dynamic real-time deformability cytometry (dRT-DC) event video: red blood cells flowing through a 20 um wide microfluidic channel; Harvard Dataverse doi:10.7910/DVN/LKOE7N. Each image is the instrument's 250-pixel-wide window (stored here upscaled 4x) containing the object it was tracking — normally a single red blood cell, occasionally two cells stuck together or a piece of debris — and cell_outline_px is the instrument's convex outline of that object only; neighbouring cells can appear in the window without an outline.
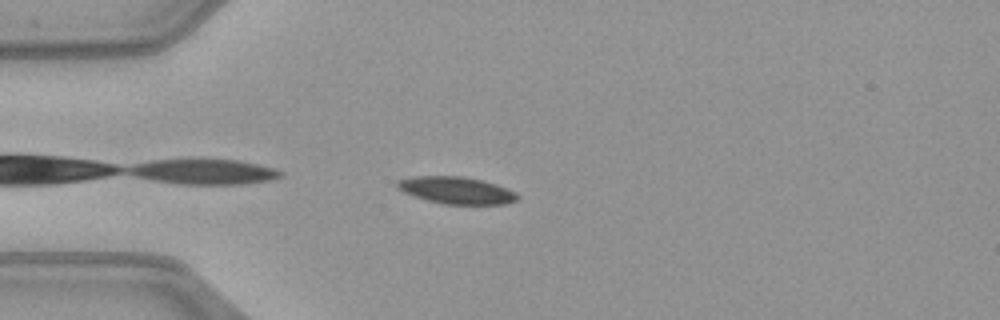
{"species": "common noctule bat (a hibernating species)", "species_latin": "Nyctalus noctula", "temperature_condition": "warm", "stored_images_in_passage": 35, "camera_frame_rate_fps": 3000, "um_per_image_px": 0.085, "animal": {"sex": "female", "body_mass_g": 21.9}, "frame": {"image": 1, "passage_image": 2, "time_ms": 0.333, "image_size_px": [1000, 320], "cell_outline_px": [[520, 196], [516, 200], [508, 204], [444, 204], [428, 200], [404, 192], [396, 188], [396, 180], [412, 176], [464, 176], [496, 184], [516, 192]], "centroid_in_image_um": [38.79, 16.17], "position_along_channel_um": 46.2, "area_um2": 18.96}}
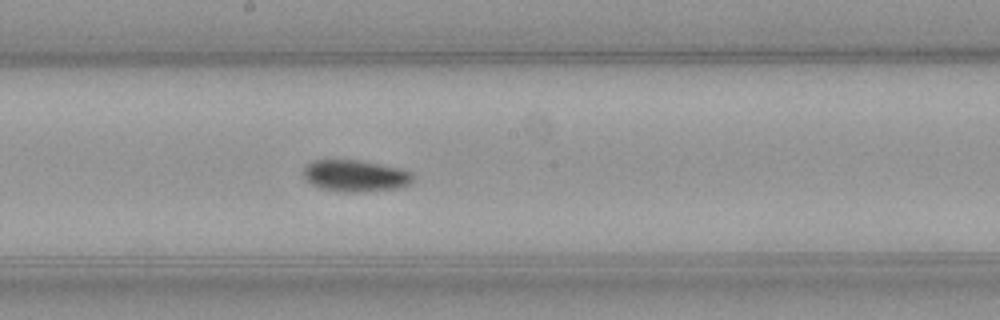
{"frame": {"image": 2, "passage_image": 16, "time_ms": 5.0, "image_size_px": [1000, 320], "cell_outline_px": [[412, 180], [408, 184], [400, 188], [360, 192], [340, 192], [316, 188], [300, 172], [308, 164], [316, 160], [356, 160], [400, 168], [412, 172]], "centroid_in_image_um": [30.17, 14.96], "position_along_channel_um": 218.0, "area_um2": 20.23}}
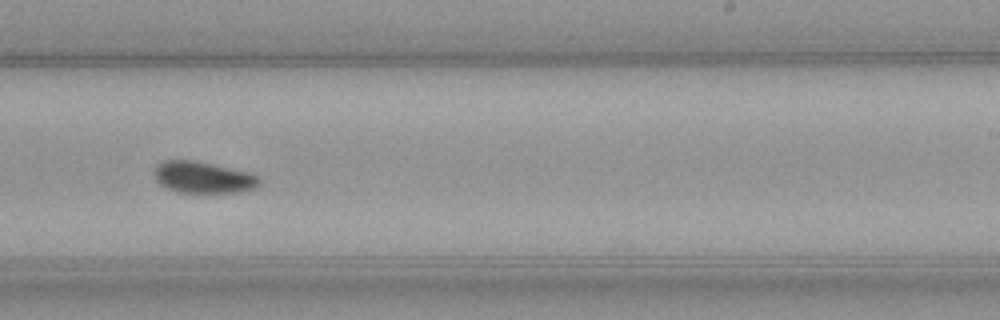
{"frame": {"image": 3, "passage_image": 20, "time_ms": 6.333, "image_size_px": [1000, 320], "cell_outline_px": [[260, 184], [256, 188], [240, 192], [176, 192], [160, 184], [156, 180], [152, 172], [156, 164], [164, 160], [196, 160], [248, 172], [260, 176]], "centroid_in_image_um": [17.25, 15.06], "position_along_channel_um": 271.7, "area_um2": 19.54}, "authors_computed_cell_mechanics": {"area_um2": 19.5364, "velocity_mm_per_s": 4.0475, "shape_relaxation_time_tau1_ms": 10.2557, "shape_relaxation_time_tau2_ms": null, "deformation_change_tau1": 0.1721, "deformation_change_tau2": null}}